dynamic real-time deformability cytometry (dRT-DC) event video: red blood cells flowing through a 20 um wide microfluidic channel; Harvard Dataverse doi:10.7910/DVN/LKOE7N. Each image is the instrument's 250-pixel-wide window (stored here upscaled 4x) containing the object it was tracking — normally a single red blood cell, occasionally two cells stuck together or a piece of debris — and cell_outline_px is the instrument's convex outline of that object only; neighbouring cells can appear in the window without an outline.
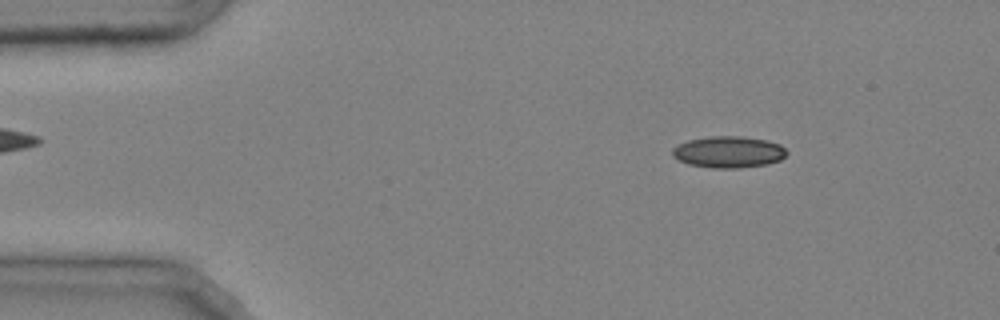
{"species": "common noctule bat (a hibernating species)", "species_latin": "Nyctalus noctula", "temperature_condition": "cold", "stored_images_in_passage": 45, "camera_frame_rate_fps": 3000, "um_per_image_px": 0.085, "animal": {"sex": "male", "body_mass_g": 20.4}, "frame": {"image": 1, "passage_image": 6, "time_ms": 1.667, "image_size_px": [1000, 320], "cell_outline_px": [[788, 152], [780, 160], [768, 164], [740, 168], [712, 168], [688, 164], [672, 156], [672, 148], [688, 140], [708, 136], [740, 136], [764, 140], [780, 144]], "centroid_in_image_um": [61.92, 12.92], "position_along_channel_um": 23.1, "area_um2": 20.98}}
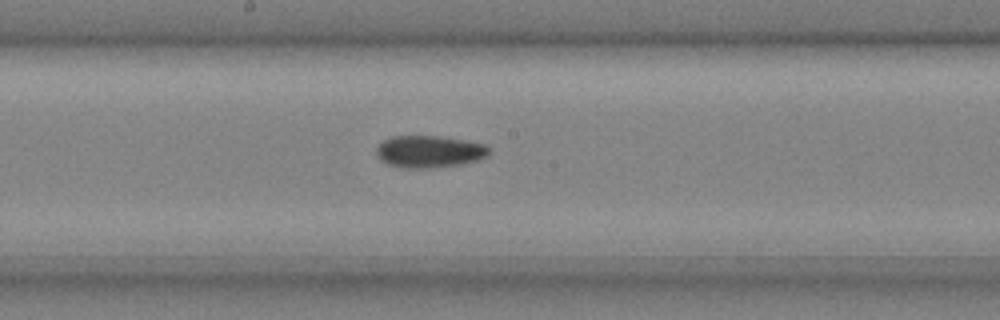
{"frame": {"image": 2, "passage_image": 25, "time_ms": 8.0, "image_size_px": [1000, 320], "cell_outline_px": [[492, 152], [488, 156], [480, 160], [460, 164], [428, 168], [404, 168], [388, 164], [380, 160], [376, 156], [376, 148], [384, 140], [392, 136], [440, 136], [464, 140], [484, 144], [492, 148]], "centroid_in_image_um": [36.52, 12.88], "position_along_channel_um": 211.7, "area_um2": 21.27}}
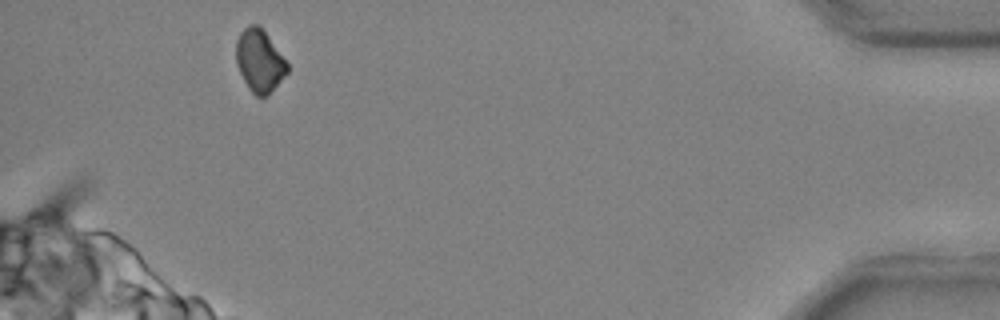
{"frame": {"image": 3, "passage_image": 44, "time_ms": 14.333, "image_size_px": [1000, 320], "cell_outline_px": [[288, 72], [264, 96], [256, 96], [248, 88], [236, 64], [236, 40], [240, 32], [248, 24], [256, 24], [268, 36], [288, 64]], "centroid_in_image_um": [22.02, 5.13], "position_along_channel_um": 413.2, "area_um2": 18.15}, "authors_computed_cell_mechanics": {"area_um2": 20.9814, "velocity_mm_per_s": 4.0453, "shape_relaxation_time_tau1_ms": null, "shape_relaxation_time_tau2_ms": 8.2004, "deformation_change_tau1": null, "deformation_change_tau2": 0.1223}}